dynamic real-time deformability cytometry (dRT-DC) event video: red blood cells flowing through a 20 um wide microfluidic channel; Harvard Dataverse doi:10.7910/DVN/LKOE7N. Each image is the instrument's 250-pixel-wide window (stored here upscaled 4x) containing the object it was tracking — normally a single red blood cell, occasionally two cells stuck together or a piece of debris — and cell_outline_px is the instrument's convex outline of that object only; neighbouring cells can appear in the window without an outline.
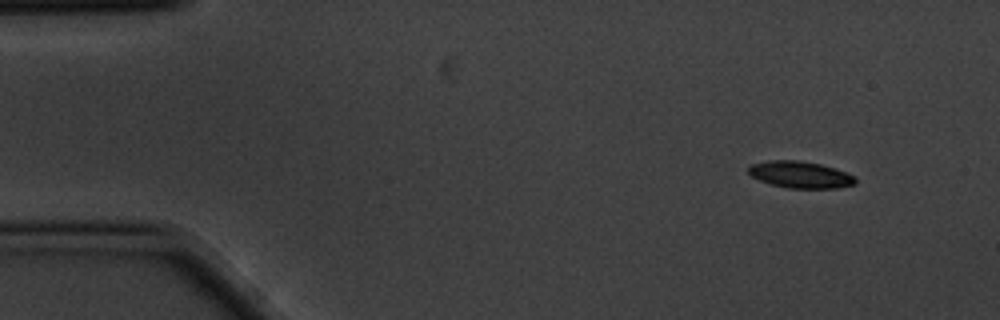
{"species": "common noctule bat (a hibernating species)", "species_latin": "Nyctalus noctula", "temperature_condition": "cold", "stored_images_in_passage": 4, "camera_frame_rate_fps": 3000, "um_per_image_px": 0.085, "animal": {"sex": "male", "body_mass_g": 20.1, "forearm_length_mm": 53.5}, "frame": {"image": 1, "passage_image": 1, "time_ms": 0.0, "image_size_px": [1000, 320], "cell_outline_px": [[856, 184], [836, 188], [788, 188], [772, 184], [760, 180], [752, 176], [748, 172], [748, 168], [752, 164], [768, 160], [796, 160], [820, 164], [836, 168], [856, 176]], "centroid_in_image_um": [68.06, 14.84], "position_along_channel_um": 16.9, "area_um2": 16.65}}
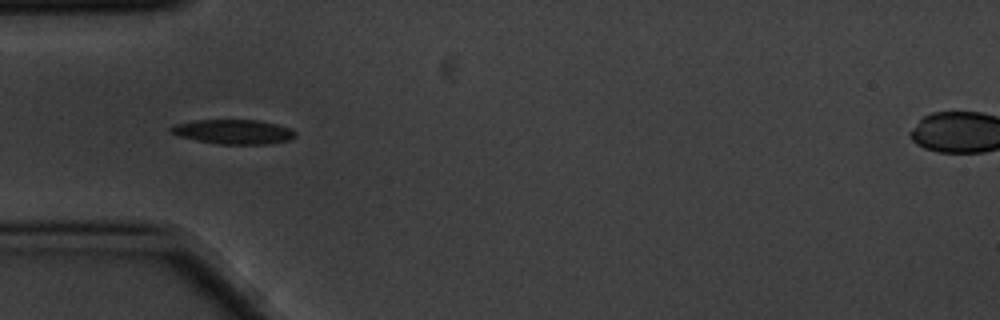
{"frame": {"image": 2, "passage_image": 3, "time_ms": 0.667, "image_size_px": [1000, 320], "cell_outline_px": [[296, 136], [288, 140], [268, 144], [220, 144], [196, 140], [180, 136], [168, 132], [168, 128], [172, 124], [196, 120], [256, 120], [276, 124], [288, 128], [296, 132]], "centroid_in_image_um": [19.78, 11.2], "position_along_channel_um": 65.2, "area_um2": 17.74}}